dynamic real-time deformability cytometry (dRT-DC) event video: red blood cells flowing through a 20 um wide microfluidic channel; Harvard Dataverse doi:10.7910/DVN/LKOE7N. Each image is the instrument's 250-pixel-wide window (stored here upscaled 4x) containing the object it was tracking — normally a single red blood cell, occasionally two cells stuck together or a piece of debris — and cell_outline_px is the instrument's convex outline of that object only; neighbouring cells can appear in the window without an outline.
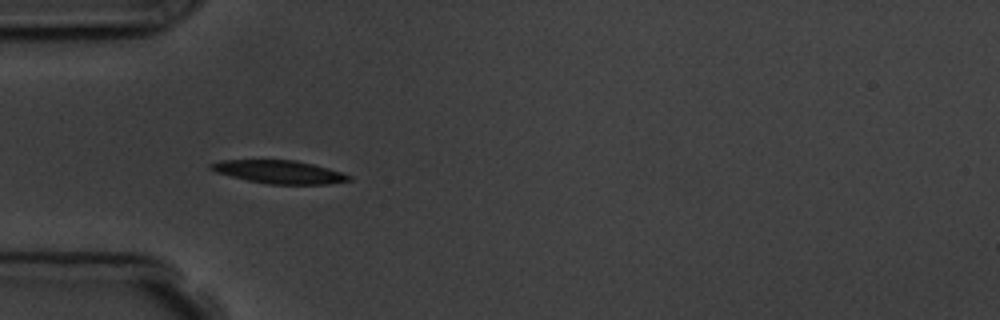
{"species": "common noctule bat (a hibernating species)", "species_latin": "Nyctalus noctula", "temperature_condition": "room temperature", "stored_images_in_passage": 4, "camera_frame_rate_fps": 3000, "um_per_image_px": 0.085, "animal": {"sex": "male", "body_mass_g": 19.5, "forearm_length_mm": 54.6}, "frame": {"image": 1, "passage_image": 4, "time_ms": 3.333, "image_size_px": [1000, 320], "cell_outline_px": [[352, 180], [328, 184], [268, 184], [248, 180], [216, 172], [208, 168], [208, 164], [220, 160], [296, 160], [328, 168], [352, 176]], "centroid_in_image_um": [23.72, 14.61], "position_along_channel_um": 61.3, "area_um2": 18.5}}